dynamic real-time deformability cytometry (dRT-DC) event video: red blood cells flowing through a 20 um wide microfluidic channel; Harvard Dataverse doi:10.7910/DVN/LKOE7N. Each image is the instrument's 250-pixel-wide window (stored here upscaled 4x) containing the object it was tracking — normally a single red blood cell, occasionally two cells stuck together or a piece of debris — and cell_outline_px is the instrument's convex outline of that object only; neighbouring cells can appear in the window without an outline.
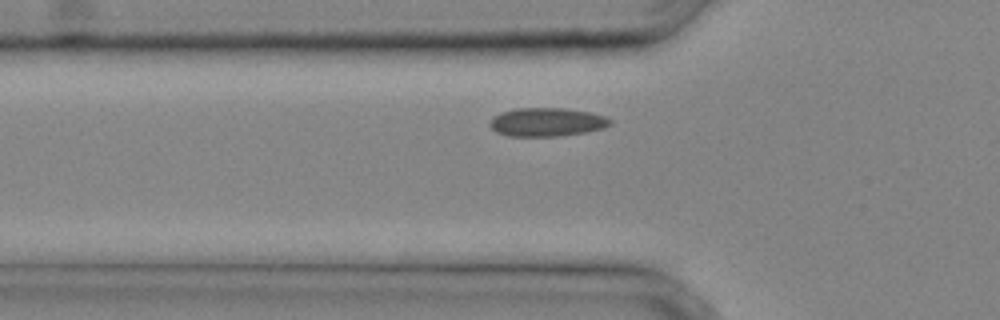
{"species": "common noctule bat (a hibernating species)", "species_latin": "Nyctalus noctula", "temperature_condition": "cold", "stored_images_in_passage": 20, "camera_frame_rate_fps": 3000, "um_per_image_px": 0.085, "animal": {"sex": "male", "body_mass_g": 20.4}, "frame": {"image": 1, "passage_image": 2, "time_ms": 0.333, "image_size_px": [1000, 320], "cell_outline_px": [[612, 124], [604, 128], [584, 132], [560, 136], [508, 136], [496, 132], [488, 124], [500, 112], [516, 108], [568, 108], [588, 112], [604, 116], [612, 120]], "centroid_in_image_um": [46.49, 10.37], "position_along_channel_um": 79.3, "area_um2": 20.0}}
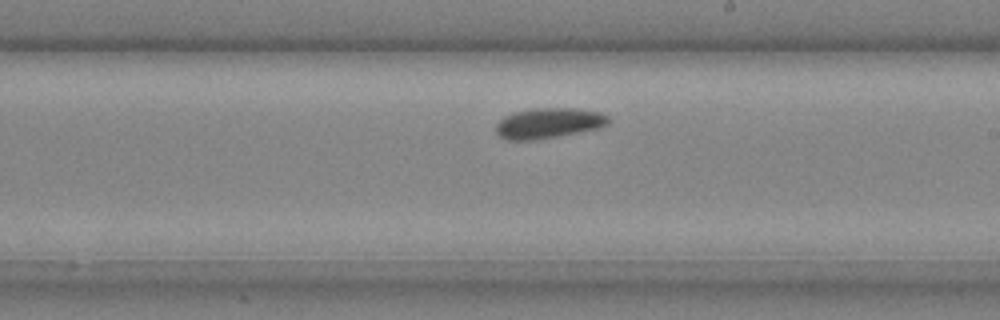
{"frame": {"image": 2, "passage_image": 11, "time_ms": 3.333, "image_size_px": [1000, 320], "cell_outline_px": [[608, 124], [600, 128], [536, 140], [504, 140], [496, 132], [496, 124], [504, 116], [512, 112], [536, 108], [572, 108], [600, 112], [608, 116]], "centroid_in_image_um": [46.6, 10.47], "position_along_channel_um": 242.4, "area_um2": 19.94}}
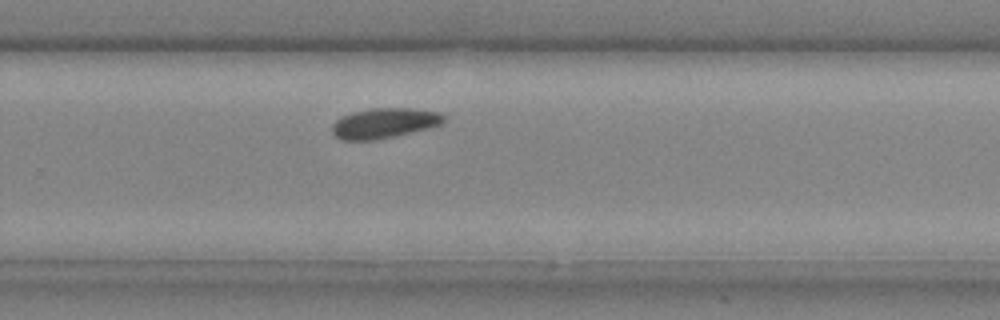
{"frame": {"image": 3, "passage_image": 14, "time_ms": 4.333, "image_size_px": [1000, 320], "cell_outline_px": [[444, 120], [440, 124], [428, 128], [376, 140], [340, 140], [332, 132], [332, 124], [336, 120], [352, 112], [372, 108], [412, 108], [436, 112], [444, 116]], "centroid_in_image_um": [32.62, 10.47], "position_along_channel_um": 297.2, "area_um2": 19.36}}